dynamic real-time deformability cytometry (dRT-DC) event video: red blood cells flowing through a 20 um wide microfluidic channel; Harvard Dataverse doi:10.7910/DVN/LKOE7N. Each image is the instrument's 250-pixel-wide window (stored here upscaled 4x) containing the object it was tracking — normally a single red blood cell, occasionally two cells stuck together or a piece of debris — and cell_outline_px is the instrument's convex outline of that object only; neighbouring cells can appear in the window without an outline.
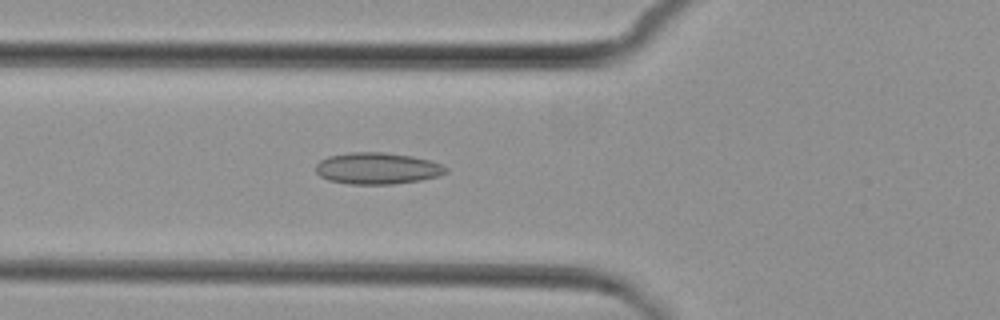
{"species": "common noctule bat (a hibernating species)", "species_latin": "Nyctalus noctula", "temperature_condition": "cold", "stored_images_in_passage": 4, "camera_frame_rate_fps": 3000, "um_per_image_px": 0.085, "animal": {"sex": "female", "body_mass_g": 29.2, "forearm_length_mm": 56.3}, "frame": {"image": 1, "passage_image": 4, "time_ms": 3.333, "image_size_px": [1000, 320], "cell_outline_px": [[448, 172], [440, 176], [420, 180], [392, 184], [348, 184], [328, 180], [320, 176], [316, 172], [316, 164], [320, 160], [328, 156], [352, 152], [384, 152], [412, 156], [428, 160], [440, 164], [448, 168]], "centroid_in_image_um": [32.07, 14.31], "position_along_channel_um": 93.7, "area_um2": 23.99}}